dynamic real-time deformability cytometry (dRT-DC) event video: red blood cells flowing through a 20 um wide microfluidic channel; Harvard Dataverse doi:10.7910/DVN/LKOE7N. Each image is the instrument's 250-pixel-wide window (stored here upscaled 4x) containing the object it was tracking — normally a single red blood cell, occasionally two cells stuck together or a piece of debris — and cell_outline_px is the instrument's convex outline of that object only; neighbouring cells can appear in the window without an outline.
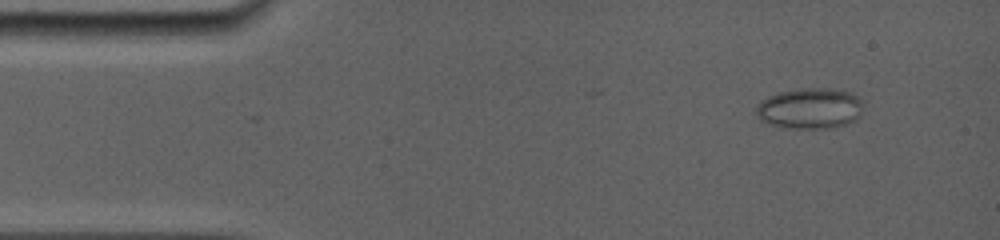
{"species": "common noctule bat (a hibernating species)", "species_latin": "Nyctalus noctula", "temperature_condition": "room temperature", "stored_images_in_passage": 72, "camera_frame_rate_fps": 5000, "um_per_image_px": 0.085, "animal": {"sex": "female", "body_mass_g": 19.0, "forearm_length_mm": 56.7}, "frame": {"image": 1, "passage_image": 1, "time_ms": 0.0, "image_size_px": [1000, 240], "cell_outline_px": [[864, 104], [860, 116], [844, 124], [832, 128], [784, 128], [768, 124], [760, 120], [756, 116], [756, 104], [768, 96], [776, 92], [804, 88], [832, 88], [852, 92]], "centroid_in_image_um": [68.81, 9.21], "position_along_channel_um": 16.2, "area_um2": 25.78}}
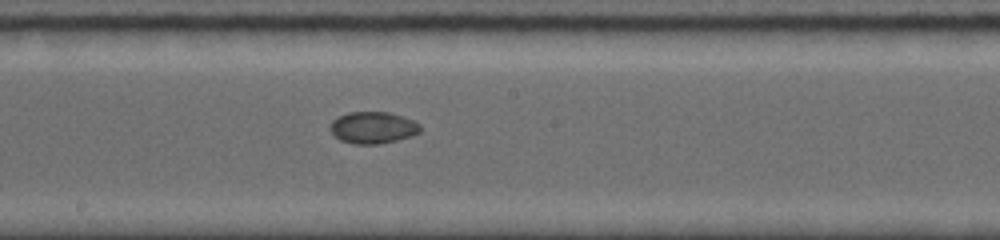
{"frame": {"image": 2, "passage_image": 38, "time_ms": 7.4, "image_size_px": [1000, 240], "cell_outline_px": [[420, 132], [412, 136], [380, 144], [352, 144], [340, 140], [332, 136], [328, 128], [332, 120], [336, 116], [348, 112], [388, 112], [412, 120], [420, 124]], "centroid_in_image_um": [31.63, 10.85], "position_along_channel_um": 216.6, "area_um2": 16.94}}
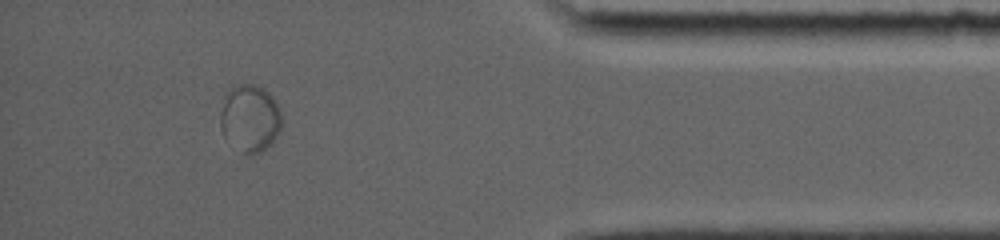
{"frame": {"image": 3, "passage_image": 64, "time_ms": 13.2, "image_size_px": [1000, 240], "cell_outline_px": [[280, 128], [272, 144], [260, 152], [252, 156], [248, 156], [240, 152], [224, 136], [220, 128], [220, 112], [224, 92], [228, 88], [240, 84], [252, 84], [264, 88], [272, 96], [280, 108]], "centroid_in_image_um": [21.21, 10.05], "position_along_channel_um": 414.0, "area_um2": 24.51}, "authors_computed_cell_mechanics": {"area_um2": 18.496, "velocity_mm_per_s": 3.8293, "shape_relaxation_time_tau1_ms": 2.9424, "shape_relaxation_time_tau2_ms": 1.7764, "deformation_change_tau1": 0.0449, "deformation_change_tau2": 0.0293}}